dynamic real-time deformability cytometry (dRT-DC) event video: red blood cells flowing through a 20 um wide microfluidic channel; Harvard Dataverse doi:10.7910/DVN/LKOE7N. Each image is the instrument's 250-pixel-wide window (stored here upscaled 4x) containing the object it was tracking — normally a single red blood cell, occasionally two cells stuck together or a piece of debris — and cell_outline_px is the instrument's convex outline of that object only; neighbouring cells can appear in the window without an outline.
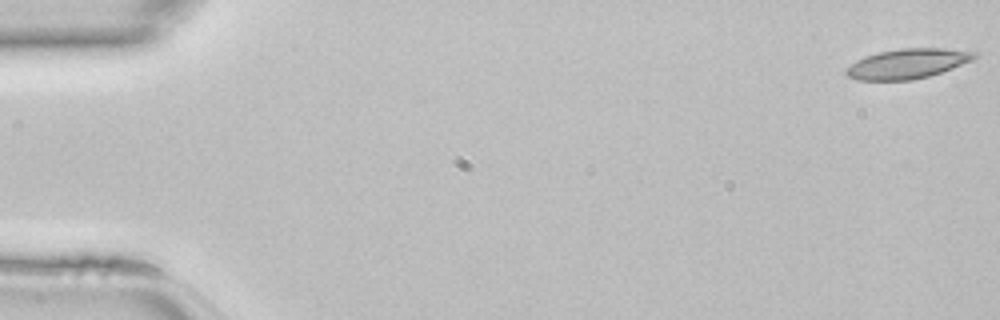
{"species": "common noctule bat (a hibernating species)", "species_latin": "Nyctalus noctula", "temperature_condition": "room temperature", "stored_images_in_passage": 46, "camera_frame_rate_fps": 3000, "um_per_image_px": 0.085, "animal": {"sex": "female", "body_mass_g": 22.7, "forearm_length_mm": 54.2}, "frame": {"image": 1, "passage_image": 1, "time_ms": 0.0, "image_size_px": [1000, 320], "cell_outline_px": [[980, 56], [972, 60], [952, 68], [928, 76], [912, 80], [856, 80], [848, 76], [844, 72], [856, 60], [864, 56], [880, 52], [900, 48], [944, 48], [980, 52]], "centroid_in_image_um": [77.18, 5.4], "position_along_channel_um": 7.8, "area_um2": 22.31}}
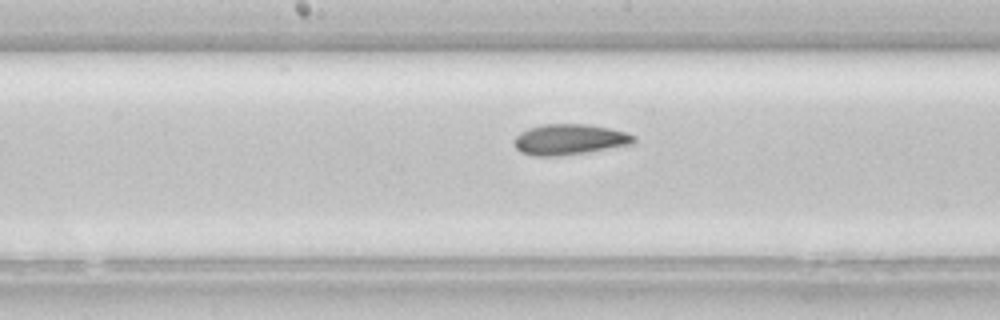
{"frame": {"image": 2, "passage_image": 24, "time_ms": 7.667, "image_size_px": [1000, 320], "cell_outline_px": [[636, 144], [588, 152], [556, 156], [532, 156], [520, 152], [512, 144], [512, 140], [520, 132], [528, 128], [544, 124], [588, 124], [608, 128], [624, 132], [636, 136]], "centroid_in_image_um": [48.39, 11.86], "position_along_channel_um": 199.8, "area_um2": 21.68}}
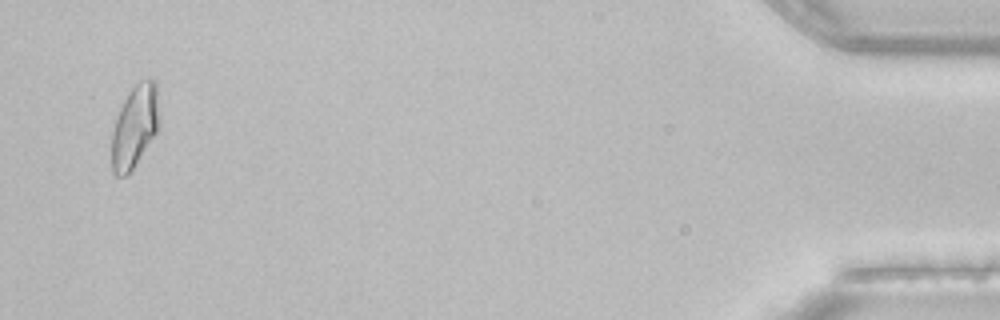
{"frame": {"image": 3, "passage_image": 45, "time_ms": 14.667, "image_size_px": [1000, 320], "cell_outline_px": [[160, 124], [156, 132], [132, 168], [124, 176], [116, 176], [112, 172], [112, 132], [116, 116], [124, 100], [132, 88], [140, 80], [152, 76], [156, 80], [160, 120]], "centroid_in_image_um": [11.47, 10.67], "position_along_channel_um": 423.7, "area_um2": 22.83}}